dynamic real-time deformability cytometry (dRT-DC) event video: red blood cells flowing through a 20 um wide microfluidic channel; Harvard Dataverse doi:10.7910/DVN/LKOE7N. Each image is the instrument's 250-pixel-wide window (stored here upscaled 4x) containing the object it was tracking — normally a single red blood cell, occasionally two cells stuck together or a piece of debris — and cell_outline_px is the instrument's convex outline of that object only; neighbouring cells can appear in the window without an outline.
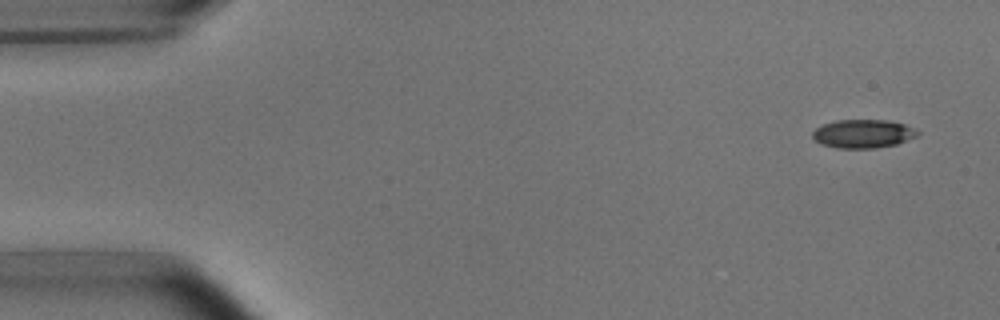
{"species": "common noctule bat (a hibernating species)", "species_latin": "Nyctalus noctula", "temperature_condition": "room temperature", "stored_images_in_passage": 5, "camera_frame_rate_fps": 3000, "um_per_image_px": 0.085, "animal": {"sex": "male", "body_mass_g": 15.6}, "frame": {"image": 1, "passage_image": 1, "time_ms": 0.0, "image_size_px": [1000, 320], "cell_outline_px": [[920, 132], [916, 136], [896, 144], [872, 148], [836, 148], [820, 144], [812, 136], [812, 132], [816, 128], [824, 124], [836, 120], [888, 120], [904, 124], [916, 128]], "centroid_in_image_um": [73.36, 11.36], "position_along_channel_um": 11.6, "area_um2": 17.4}}
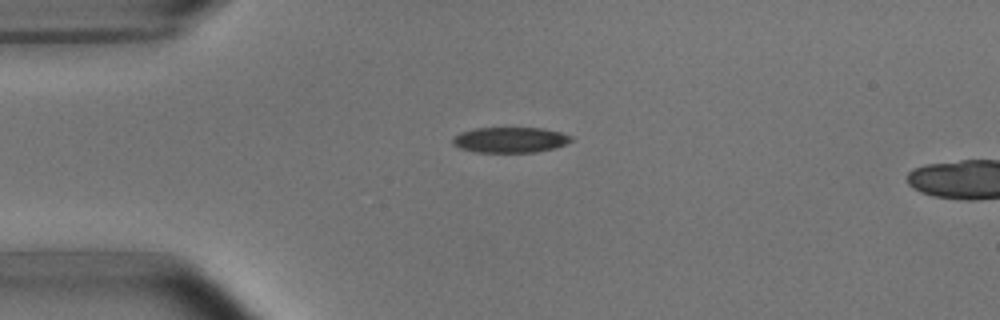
{"frame": {"image": 2, "passage_image": 4, "time_ms": 3.333, "image_size_px": [1000, 320], "cell_outline_px": [[572, 140], [556, 148], [536, 152], [476, 152], [460, 148], [452, 144], [452, 140], [460, 132], [476, 128], [544, 128], [560, 132], [572, 136]], "centroid_in_image_um": [43.37, 11.89], "position_along_channel_um": 41.6, "area_um2": 17.57}}